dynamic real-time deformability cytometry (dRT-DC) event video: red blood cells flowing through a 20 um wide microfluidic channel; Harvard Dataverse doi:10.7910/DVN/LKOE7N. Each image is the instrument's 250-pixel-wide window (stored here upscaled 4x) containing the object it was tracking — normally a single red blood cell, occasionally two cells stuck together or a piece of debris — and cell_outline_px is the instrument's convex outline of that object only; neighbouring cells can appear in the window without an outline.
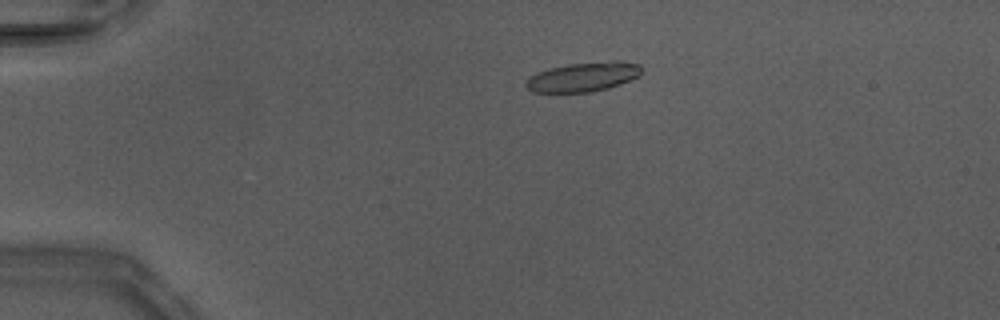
{"species": "Egyptian fruit bat (a non-hibernating species)", "species_latin": "Rousettus aegyptiacus", "temperature_condition": "warm", "stored_images_in_passage": 38, "camera_frame_rate_fps": 3000, "um_per_image_px": 0.085, "animal": {"sex": "male"}, "frame": {"image": 1, "passage_image": 1, "time_ms": 0.0, "image_size_px": [1000, 320], "cell_outline_px": [[644, 72], [640, 76], [620, 84], [608, 88], [592, 92], [532, 92], [524, 84], [528, 76], [536, 72], [548, 68], [568, 64], [612, 60], [620, 60], [640, 64]], "centroid_in_image_um": [49.6, 6.52], "position_along_channel_um": 35.4, "area_um2": 20.23}}
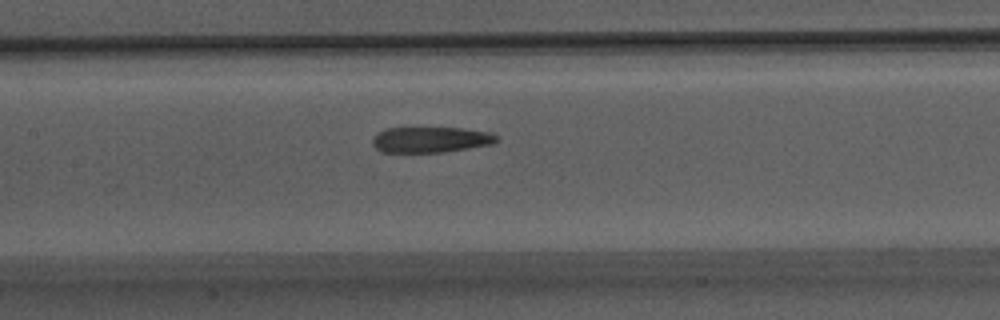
{"frame": {"image": 2, "passage_image": 14, "time_ms": 4.333, "image_size_px": [1000, 320], "cell_outline_px": [[496, 140], [492, 144], [444, 152], [380, 152], [372, 144], [372, 136], [384, 128], [416, 124], [464, 128], [492, 132], [496, 136]], "centroid_in_image_um": [36.52, 11.8], "position_along_channel_um": 170.9, "area_um2": 19.83}}
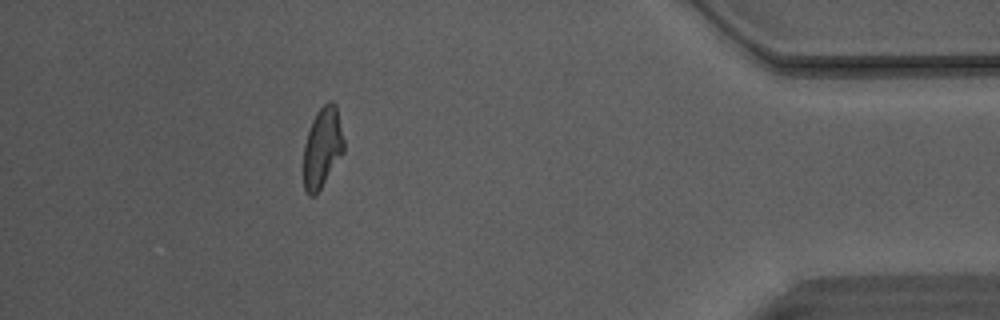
{"frame": {"image": 3, "passage_image": 33, "time_ms": 10.667, "image_size_px": [1000, 320], "cell_outline_px": [[344, 152], [316, 196], [308, 196], [304, 188], [304, 144], [312, 120], [316, 112], [328, 100], [332, 100], [336, 104], [344, 140]], "centroid_in_image_um": [27.4, 12.54], "position_along_channel_um": 407.8, "area_um2": 19.02}}